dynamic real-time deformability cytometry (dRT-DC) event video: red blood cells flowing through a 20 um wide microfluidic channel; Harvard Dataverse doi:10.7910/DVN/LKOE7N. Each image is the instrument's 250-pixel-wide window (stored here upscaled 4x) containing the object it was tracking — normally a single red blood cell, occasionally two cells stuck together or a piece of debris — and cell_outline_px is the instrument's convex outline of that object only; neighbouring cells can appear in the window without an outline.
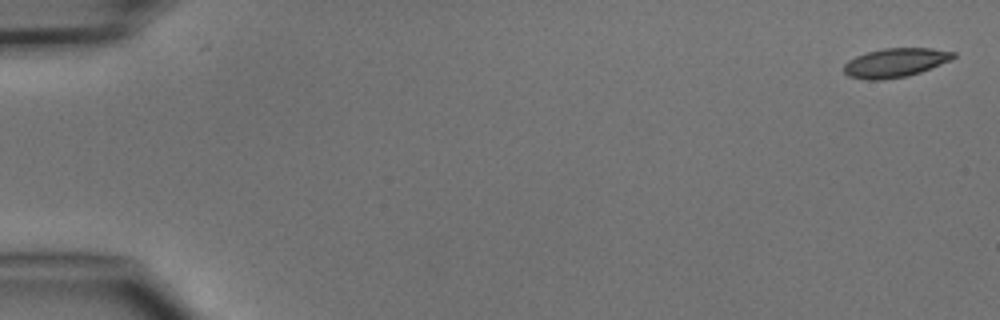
{"species": "common noctule bat (a hibernating species)", "species_latin": "Nyctalus noctula", "temperature_condition": "cold", "stored_images_in_passage": 7, "camera_frame_rate_fps": 3000, "um_per_image_px": 0.085, "animal": {"sex": "male", "body_mass_g": 15.6}, "frame": {"image": 1, "passage_image": 1, "time_ms": 0.0, "image_size_px": [1000, 320], "cell_outline_px": [[956, 56], [952, 60], [920, 72], [908, 76], [880, 80], [868, 80], [848, 76], [844, 72], [844, 64], [848, 60], [856, 56], [868, 52], [884, 48], [932, 48], [956, 52]], "centroid_in_image_um": [76.12, 5.33], "position_along_channel_um": 8.9, "area_um2": 18.55}}
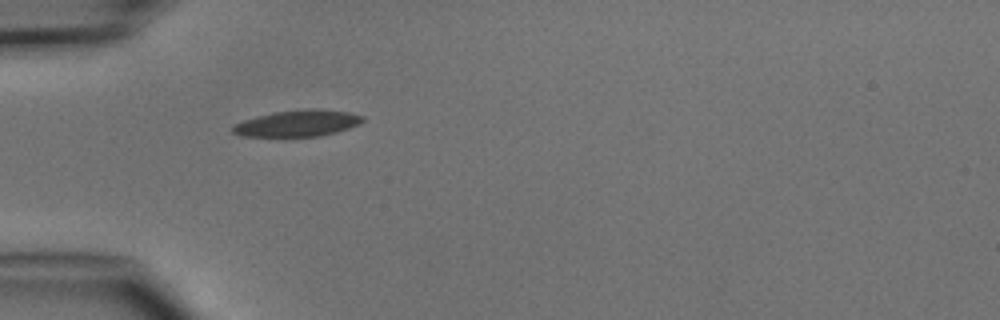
{"frame": {"image": 2, "passage_image": 5, "time_ms": 4.667, "image_size_px": [1000, 320], "cell_outline_px": [[364, 120], [348, 128], [336, 132], [320, 136], [240, 136], [232, 132], [232, 128], [236, 124], [244, 120], [272, 112], [308, 108], [316, 108], [348, 112], [364, 116]], "centroid_in_image_um": [25.3, 10.47], "position_along_channel_um": 59.7, "area_um2": 19.83}}